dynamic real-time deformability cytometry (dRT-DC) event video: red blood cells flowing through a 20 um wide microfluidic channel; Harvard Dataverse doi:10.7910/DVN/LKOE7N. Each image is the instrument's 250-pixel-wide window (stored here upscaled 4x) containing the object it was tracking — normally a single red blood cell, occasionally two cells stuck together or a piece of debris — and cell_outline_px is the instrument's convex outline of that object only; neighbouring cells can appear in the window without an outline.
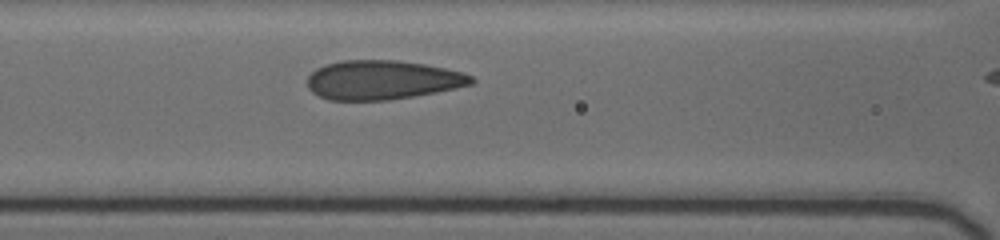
{"species": "human", "species_latin": "Homo sapiens", "temperature_condition": "cold", "stored_images_in_passage": 4, "camera_frame_rate_fps": 3000, "um_per_image_px": 0.085, "donor": {"sex": "female"}, "frame": {"image": 1, "passage_image": 3, "time_ms": 1.667, "image_size_px": [1000, 240], "cell_outline_px": [[476, 80], [472, 84], [412, 96], [388, 100], [328, 100], [312, 92], [308, 88], [308, 76], [316, 68], [324, 64], [344, 60], [396, 60], [424, 64], [444, 68], [460, 72], [472, 76]], "centroid_in_image_um": [32.44, 6.79], "position_along_channel_um": 134.2, "area_um2": 37.11}}